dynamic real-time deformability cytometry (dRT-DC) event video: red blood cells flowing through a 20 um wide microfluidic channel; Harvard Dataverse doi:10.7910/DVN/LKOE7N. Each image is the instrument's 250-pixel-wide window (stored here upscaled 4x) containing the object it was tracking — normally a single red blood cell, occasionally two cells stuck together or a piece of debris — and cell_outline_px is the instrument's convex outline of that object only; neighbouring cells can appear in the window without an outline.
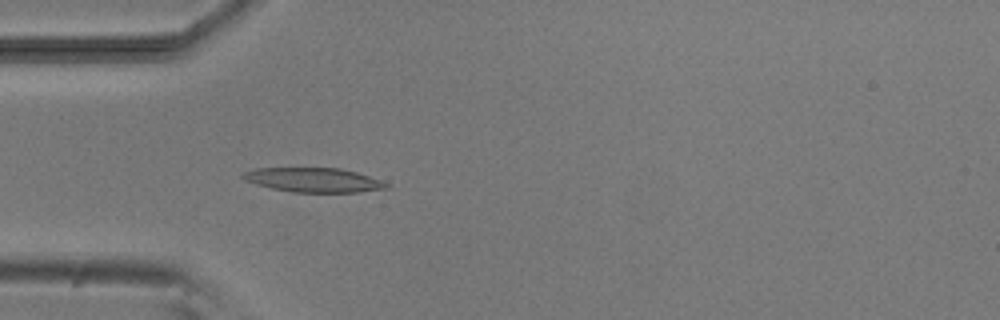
{"species": "common noctule bat (a hibernating species)", "species_latin": "Nyctalus noctula", "temperature_condition": "room temperature", "stored_images_in_passage": 39, "camera_frame_rate_fps": 3000, "um_per_image_px": 0.085, "animal": {"sex": "male", "body_mass_g": 20.5, "forearm_length_mm": 52.5}, "frame": {"image": 1, "passage_image": 5, "time_ms": 1.333, "image_size_px": [1000, 320], "cell_outline_px": [[392, 184], [388, 188], [356, 192], [292, 192], [272, 188], [256, 184], [244, 180], [240, 176], [244, 172], [256, 168], [340, 168], [356, 172]], "centroid_in_image_um": [26.65, 15.29], "position_along_channel_um": 58.3, "area_um2": 20.29}}
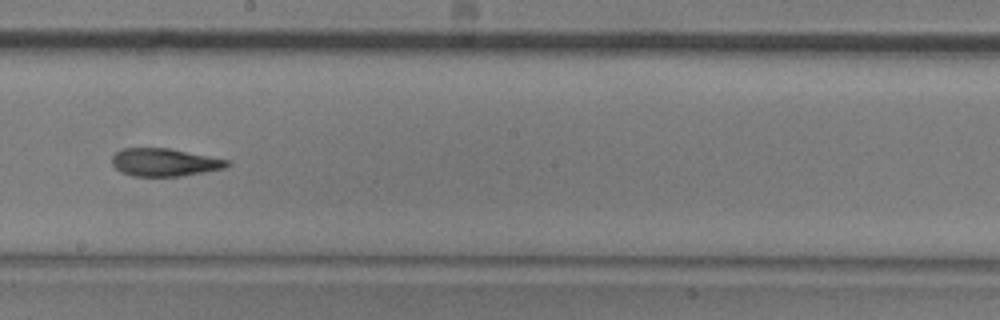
{"frame": {"image": 2, "passage_image": 19, "time_ms": 6.0, "image_size_px": [1000, 320], "cell_outline_px": [[232, 164], [224, 168], [204, 172], [180, 176], [132, 176], [120, 172], [112, 164], [112, 156], [116, 152], [124, 148], [168, 148], [228, 160]], "centroid_in_image_um": [13.96, 13.8], "position_along_channel_um": 234.2, "area_um2": 18.55}}
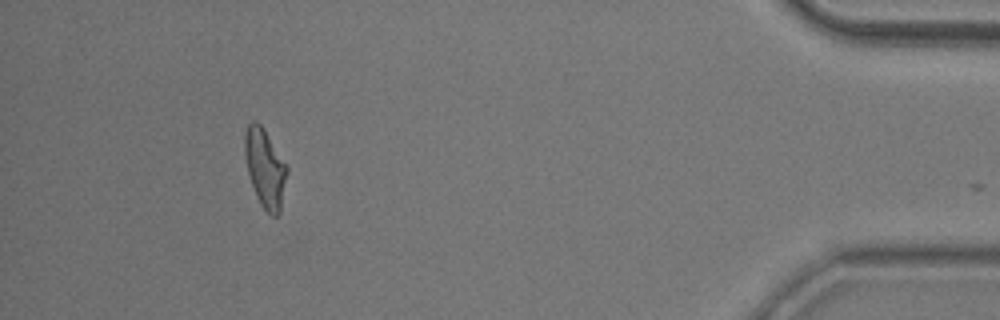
{"frame": {"image": 3, "passage_image": 38, "time_ms": 12.333, "image_size_px": [1000, 320], "cell_outline_px": [[288, 172], [280, 212], [276, 216], [272, 216], [260, 204], [256, 196], [248, 172], [244, 152], [244, 132], [248, 124], [252, 120], [256, 120], [264, 128], [288, 168]], "centroid_in_image_um": [22.52, 14.27], "position_along_channel_um": 412.7, "area_um2": 19.31}, "authors_computed_cell_mechanics": {"area_um2": 19.3052, "velocity_mm_per_s": 3.8098, "shape_relaxation_time_tau1_ms": 7.3616, "shape_relaxation_time_tau2_ms": 4.8278, "deformation_change_tau1": 0.2177, "deformation_change_tau2": 0.125}}